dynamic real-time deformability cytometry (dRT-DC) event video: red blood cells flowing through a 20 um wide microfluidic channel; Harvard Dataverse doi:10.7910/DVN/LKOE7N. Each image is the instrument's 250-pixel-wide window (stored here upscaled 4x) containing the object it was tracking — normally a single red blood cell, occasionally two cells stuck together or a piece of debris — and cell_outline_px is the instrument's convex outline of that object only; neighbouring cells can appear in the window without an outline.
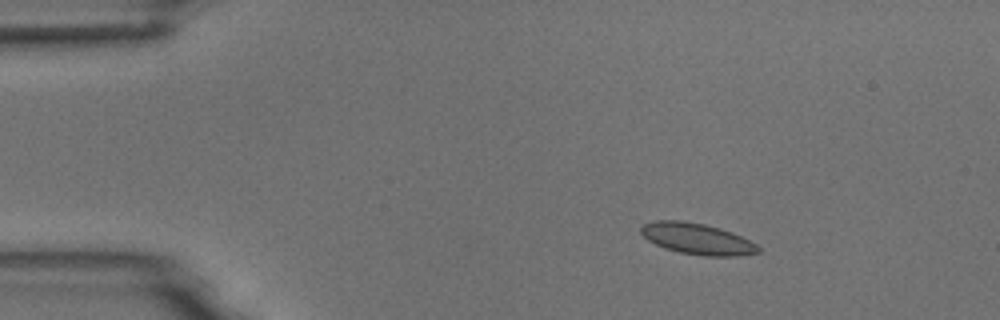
{"species": "common noctule bat (a hibernating species)", "species_latin": "Nyctalus noctula", "temperature_condition": "room temperature", "stored_images_in_passage": 4, "camera_frame_rate_fps": 3000, "um_per_image_px": 0.085, "animal": {"sex": "male", "body_mass_g": 18.8}, "frame": {"image": 1, "passage_image": 1, "time_ms": 0.0, "image_size_px": [1000, 320], "cell_outline_px": [[760, 252], [736, 256], [704, 256], [680, 252], [664, 248], [648, 240], [640, 232], [640, 228], [644, 224], [656, 220], [680, 220], [704, 224], [720, 228], [732, 232], [756, 244], [760, 248]], "centroid_in_image_um": [59.25, 20.3], "position_along_channel_um": 25.8, "area_um2": 21.15}}